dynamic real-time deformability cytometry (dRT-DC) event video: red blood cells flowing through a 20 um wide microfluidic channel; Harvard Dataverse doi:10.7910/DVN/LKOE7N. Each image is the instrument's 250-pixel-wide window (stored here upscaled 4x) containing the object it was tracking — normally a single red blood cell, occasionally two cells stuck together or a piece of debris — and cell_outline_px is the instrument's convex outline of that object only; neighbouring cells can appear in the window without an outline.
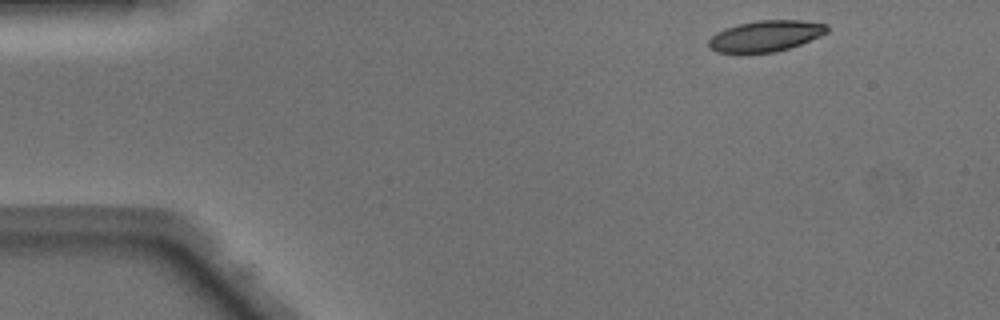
{"species": "Egyptian fruit bat (a non-hibernating species)", "species_latin": "Rousettus aegyptiacus", "temperature_condition": "warm", "stored_images_in_passage": 44, "camera_frame_rate_fps": 3000, "um_per_image_px": 0.085, "animal": {"sex": "male"}, "frame": {"image": 1, "passage_image": 1, "time_ms": 0.0, "image_size_px": [1000, 320], "cell_outline_px": [[828, 32], [820, 36], [800, 44], [776, 52], [716, 52], [708, 48], [708, 40], [716, 32], [724, 28], [736, 24], [756, 20], [800, 20], [828, 24]], "centroid_in_image_um": [65.06, 3.04], "position_along_channel_um": 19.9, "area_um2": 21.44}}
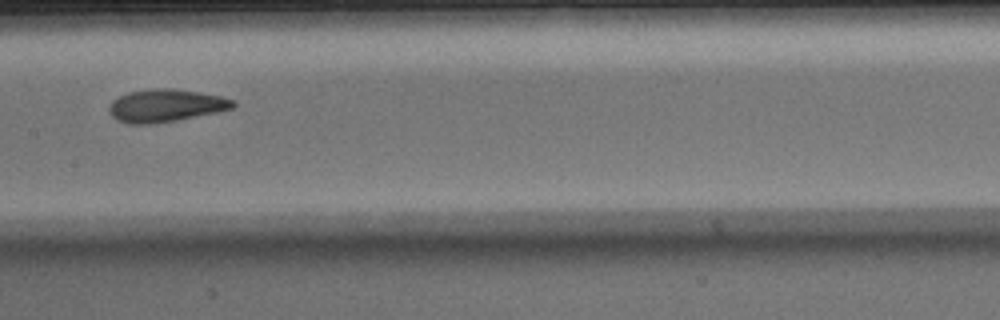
{"frame": {"image": 2, "passage_image": 20, "time_ms": 6.333, "image_size_px": [1000, 320], "cell_outline_px": [[236, 104], [232, 108], [220, 112], [156, 124], [128, 124], [116, 120], [108, 112], [108, 108], [112, 100], [128, 92], [152, 88], [168, 88], [196, 92], [220, 96], [236, 100]], "centroid_in_image_um": [14.07, 8.99], "position_along_channel_um": 193.3, "area_um2": 23.81}}
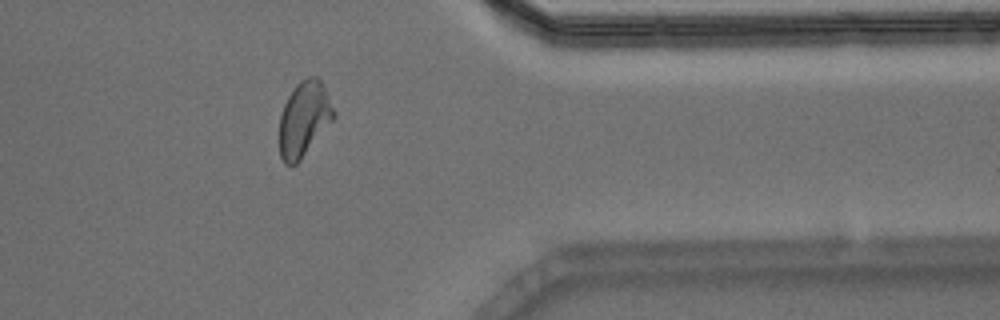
{"frame": {"image": 3, "passage_image": 35, "time_ms": 11.333, "image_size_px": [1000, 320], "cell_outline_px": [[336, 116], [300, 160], [292, 168], [284, 164], [280, 156], [280, 116], [284, 104], [288, 96], [296, 84], [300, 80], [308, 76], [316, 76], [324, 84], [336, 112]], "centroid_in_image_um": [25.85, 10.1], "position_along_channel_um": 385.5, "area_um2": 23.93}, "authors_computed_cell_mechanics": {"area_um2": 23.1778, "velocity_mm_per_s": 4.1246, "shape_relaxation_time_tau1_ms": 3.835, "shape_relaxation_time_tau2_ms": 1.4465, "deformation_change_tau1": 0.1589, "deformation_change_tau2": 0.0775}}